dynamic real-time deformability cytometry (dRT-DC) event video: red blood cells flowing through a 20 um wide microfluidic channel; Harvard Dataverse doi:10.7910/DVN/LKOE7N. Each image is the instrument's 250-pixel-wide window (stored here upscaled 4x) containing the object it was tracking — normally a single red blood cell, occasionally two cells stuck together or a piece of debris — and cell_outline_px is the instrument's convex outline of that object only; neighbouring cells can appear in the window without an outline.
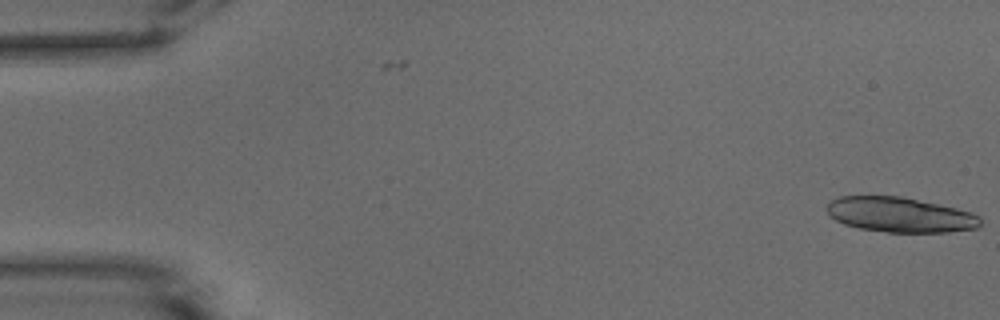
{"species": "common noctule bat (a hibernating species)", "species_latin": "Nyctalus noctula", "temperature_condition": "warm", "stored_images_in_passage": 3, "camera_frame_rate_fps": 3000, "um_per_image_px": 0.085, "animal": {"sex": "male", "body_mass_g": 15.6}, "frame": {"image": 1, "passage_image": 3, "time_ms": 0.667, "image_size_px": [1000, 320], "cell_outline_px": [[980, 224], [976, 228], [948, 232], [888, 232], [860, 228], [844, 224], [828, 216], [828, 204], [832, 200], [840, 196], [904, 196], [956, 208], [972, 212], [980, 216]], "centroid_in_image_um": [76.51, 18.25], "position_along_channel_um": 8.5, "area_um2": 31.27}}